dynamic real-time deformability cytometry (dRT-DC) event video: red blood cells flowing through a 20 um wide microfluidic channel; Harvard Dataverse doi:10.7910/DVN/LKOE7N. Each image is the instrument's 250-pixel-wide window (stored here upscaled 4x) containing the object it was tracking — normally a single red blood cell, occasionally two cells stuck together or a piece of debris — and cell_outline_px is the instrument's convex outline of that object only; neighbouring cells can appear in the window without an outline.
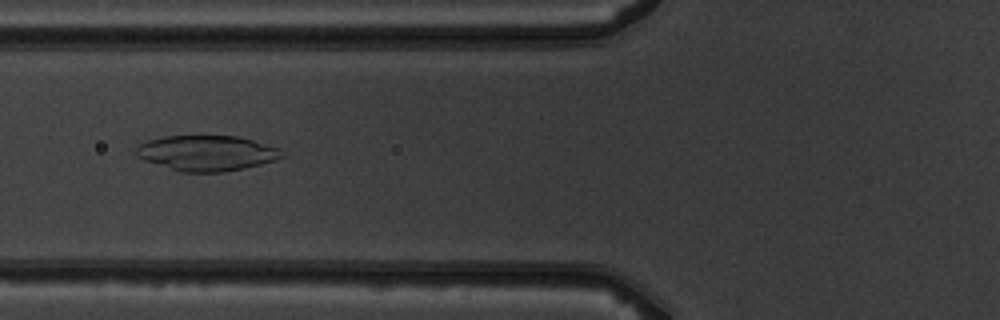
{"species": "common noctule bat (a hibernating species)", "species_latin": "Nyctalus noctula", "temperature_condition": "warm", "stored_images_in_passage": 6, "camera_frame_rate_fps": 3000, "um_per_image_px": 0.085, "animal": {"sex": "male", "body_mass_g": 19.5, "forearm_length_mm": 54.6}, "frame": {"image": 1, "passage_image": 6, "time_ms": 5.667, "image_size_px": [1000, 320], "cell_outline_px": [[284, 156], [276, 160], [244, 168], [224, 172], [180, 172], [144, 160], [136, 156], [136, 148], [140, 144], [148, 140], [164, 136], [236, 136], [252, 140], [276, 148]], "centroid_in_image_um": [17.52, 13.02], "position_along_channel_um": 108.3, "area_um2": 29.77}}